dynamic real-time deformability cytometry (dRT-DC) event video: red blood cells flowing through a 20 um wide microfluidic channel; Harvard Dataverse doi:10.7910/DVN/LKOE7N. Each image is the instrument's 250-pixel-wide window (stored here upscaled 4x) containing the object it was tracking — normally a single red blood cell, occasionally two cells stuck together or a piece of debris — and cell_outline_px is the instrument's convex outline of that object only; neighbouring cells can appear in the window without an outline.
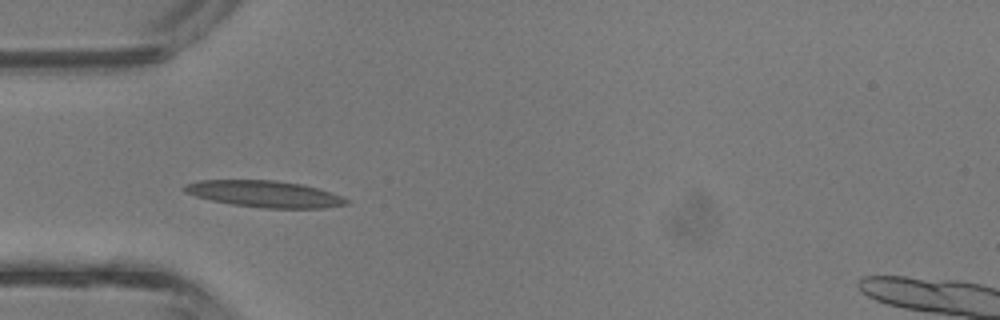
{"species": "common noctule bat (a hibernating species)", "species_latin": "Nyctalus noctula", "temperature_condition": "room temperature", "stored_images_in_passage": 30, "camera_frame_rate_fps": 3000, "um_per_image_px": 0.085, "animal": {"sex": "male", "body_mass_g": 13.3}, "frame": {"image": 1, "passage_image": 1, "time_ms": 0.0, "image_size_px": [1000, 320], "cell_outline_px": [[348, 204], [324, 208], [264, 208], [232, 204], [212, 200], [196, 196], [184, 192], [180, 188], [184, 184], [200, 180], [276, 180], [300, 184], [316, 188], [340, 196], [348, 200]], "centroid_in_image_um": [22.42, 16.48], "position_along_channel_um": 62.6, "area_um2": 24.85}}
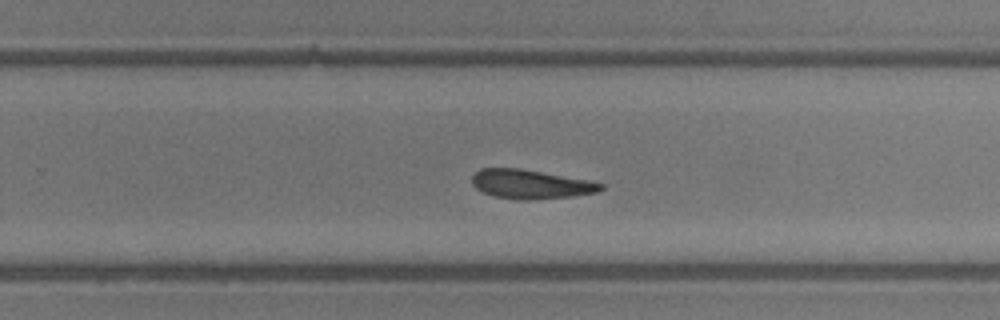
{"frame": {"image": 2, "passage_image": 15, "time_ms": 4.667, "image_size_px": [1000, 320], "cell_outline_px": [[604, 188], [596, 192], [576, 196], [528, 200], [516, 200], [492, 196], [476, 188], [472, 184], [472, 176], [480, 168], [520, 168], [588, 180], [604, 184]], "centroid_in_image_um": [45.09, 15.66], "position_along_channel_um": 284.7, "area_um2": 21.91}}
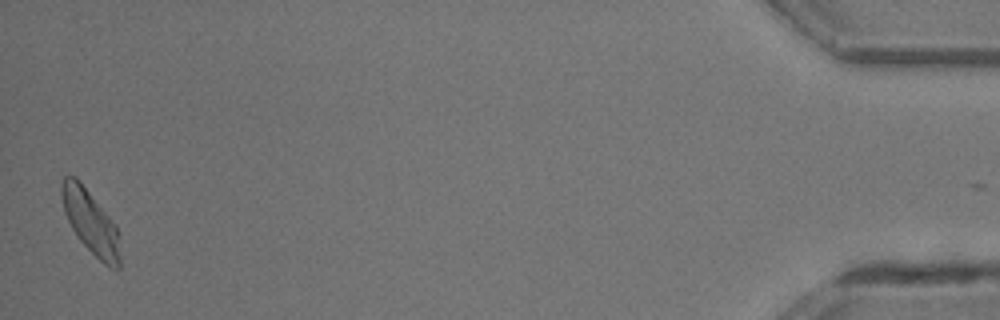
{"frame": {"image": 3, "passage_image": 30, "time_ms": 9.667, "image_size_px": [1000, 320], "cell_outline_px": [[120, 268], [112, 268], [104, 264], [80, 240], [72, 228], [64, 212], [60, 196], [60, 188], [64, 176], [76, 176], [116, 224], [120, 236]], "centroid_in_image_um": [7.71, 18.85], "position_along_channel_um": 427.5, "area_um2": 21.73}, "authors_computed_cell_mechanics": {"area_um2": 22.0218, "velocity_mm_per_s": 4.7879, "shape_relaxation_time_tau1_ms": 7.8713, "shape_relaxation_time_tau2_ms": 5.9811, "deformation_change_tau1": 0.2349, "deformation_change_tau2": 0.1481}}